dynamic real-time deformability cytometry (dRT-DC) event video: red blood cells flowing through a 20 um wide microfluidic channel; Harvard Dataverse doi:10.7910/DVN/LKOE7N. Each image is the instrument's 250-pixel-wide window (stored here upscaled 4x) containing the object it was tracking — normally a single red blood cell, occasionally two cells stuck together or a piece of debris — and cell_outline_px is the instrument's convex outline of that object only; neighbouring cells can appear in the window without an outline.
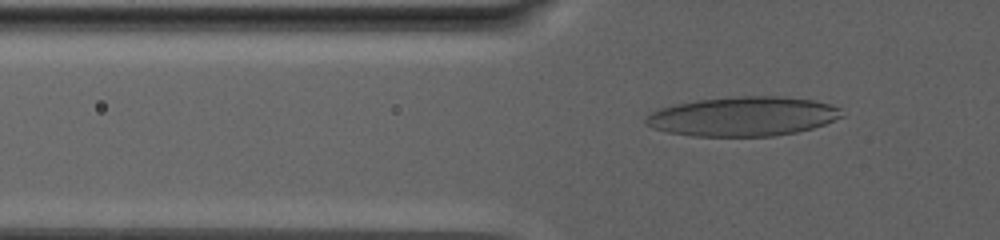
{"species": "human", "species_latin": "Homo sapiens", "temperature_condition": "warm", "stored_images_in_passage": 92, "camera_frame_rate_fps": 3000, "um_per_image_px": 0.085, "donor": {"sex": "male"}, "frame": {"image": 1, "passage_image": 34, "time_ms": 11.0, "image_size_px": [1000, 240], "cell_outline_px": [[844, 116], [824, 124], [812, 128], [796, 132], [776, 136], [692, 136], [668, 132], [652, 128], [644, 124], [644, 120], [652, 112], [660, 108], [672, 104], [696, 100], [740, 96], [784, 96], [816, 100], [832, 104], [840, 108]], "centroid_in_image_um": [63.17, 9.89], "position_along_channel_um": 62.6, "area_um2": 45.32}}
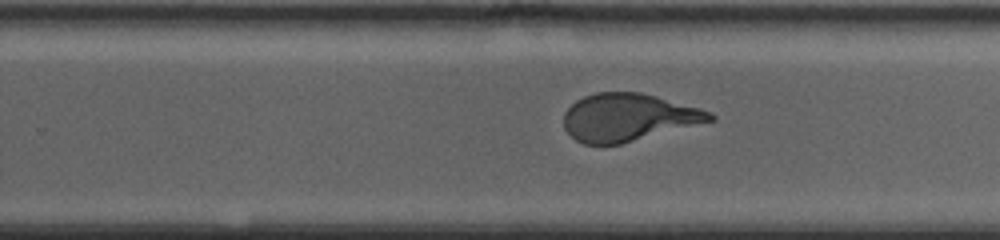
{"frame": {"image": 2, "passage_image": 63, "time_ms": 20.667, "image_size_px": [1000, 240], "cell_outline_px": [[716, 120], [620, 144], [584, 144], [576, 140], [564, 128], [564, 112], [576, 100], [584, 96], [596, 92], [640, 92], [656, 96], [700, 108], [712, 112], [716, 116]], "centroid_in_image_um": [53.41, 9.97], "position_along_channel_um": 276.4, "area_um2": 40.46}}
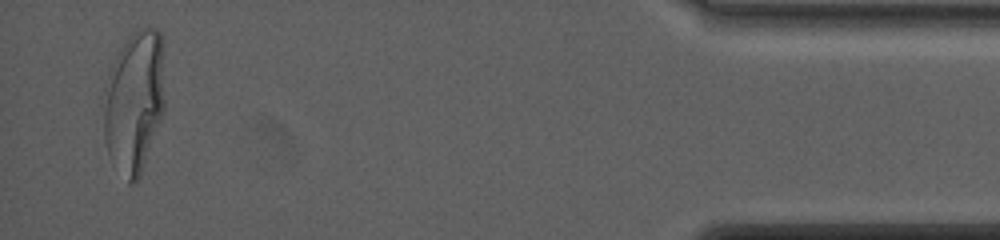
{"frame": {"image": 3, "passage_image": 90, "time_ms": 29.667, "image_size_px": [1000, 240], "cell_outline_px": [[164, 112], [140, 176], [136, 180], [128, 184], [108, 156], [104, 136], [100, 96], [112, 64], [120, 48], [128, 36], [132, 32], [148, 24], [156, 28], [160, 32], [164, 100]], "centroid_in_image_um": [11.36, 8.64], "position_along_channel_um": 423.8, "area_um2": 51.67}, "authors_computed_cell_mechanics": {"area_um2": 44.1592, "velocity_mm_per_s": 2.3414, "shape_relaxation_time_tau1_ms": 8.1166, "shape_relaxation_time_tau2_ms": null, "deformation_change_tau1": 0.2579, "deformation_change_tau2": null}}